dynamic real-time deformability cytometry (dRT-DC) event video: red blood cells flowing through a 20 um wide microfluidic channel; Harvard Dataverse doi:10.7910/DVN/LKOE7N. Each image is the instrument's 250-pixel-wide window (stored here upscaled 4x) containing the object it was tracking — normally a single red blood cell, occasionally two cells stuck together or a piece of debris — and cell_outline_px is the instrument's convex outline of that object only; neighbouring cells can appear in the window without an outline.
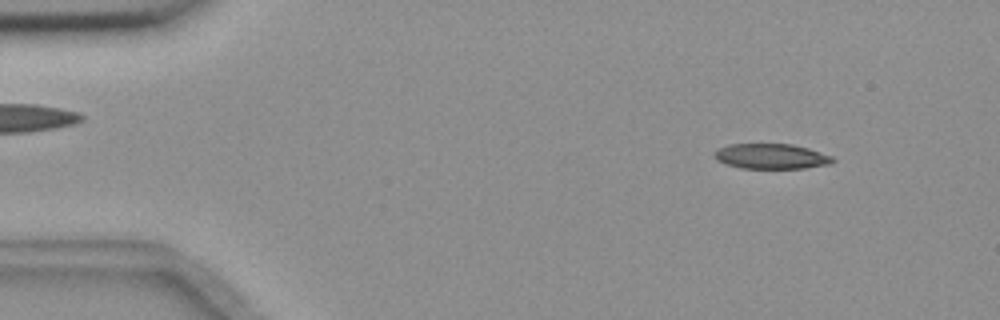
{"species": "common noctule bat (a hibernating species)", "species_latin": "Nyctalus noctula", "temperature_condition": "room temperature", "stored_images_in_passage": 55, "camera_frame_rate_fps": 3000, "um_per_image_px": 0.085, "animal": {"sex": "female", "body_mass_g": 18.4}, "frame": {"image": 1, "passage_image": 6, "time_ms": 1.667, "image_size_px": [1000, 320], "cell_outline_px": [[836, 160], [832, 164], [804, 168], [740, 168], [724, 164], [716, 160], [712, 156], [712, 152], [720, 148], [732, 144], [792, 144], [808, 148], [832, 156]], "centroid_in_image_um": [65.54, 13.29], "position_along_channel_um": 19.5, "area_um2": 17.51}}
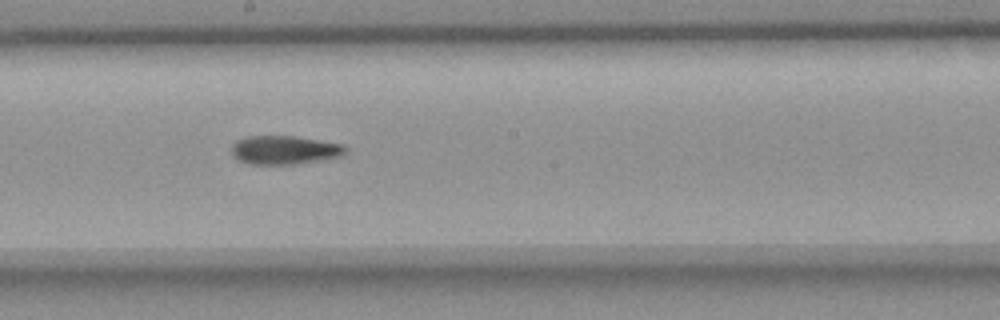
{"frame": {"image": 2, "passage_image": 30, "time_ms": 9.667, "image_size_px": [1000, 320], "cell_outline_px": [[348, 152], [344, 156], [296, 164], [248, 164], [232, 156], [232, 144], [236, 140], [248, 136], [296, 136], [340, 144], [348, 148]], "centroid_in_image_um": [24.19, 12.75], "position_along_channel_um": 224.0, "area_um2": 19.13}}
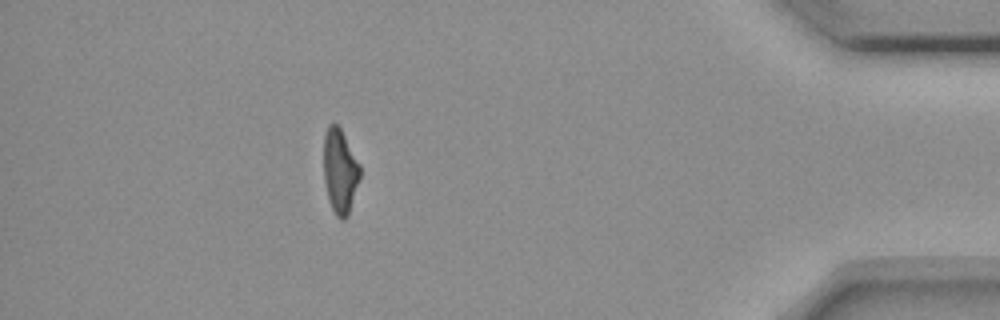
{"frame": {"image": 3, "passage_image": 49, "time_ms": 16.0, "image_size_px": [1000, 320], "cell_outline_px": [[360, 176], [348, 216], [344, 220], [340, 220], [336, 216], [328, 200], [324, 180], [324, 136], [328, 124], [336, 124], [340, 128], [360, 164]], "centroid_in_image_um": [28.89, 14.57], "position_along_channel_um": 406.3, "area_um2": 17.8}, "authors_computed_cell_mechanics": {"area_um2": 18.6694, "velocity_mm_per_s": 3.6652, "shape_relaxation_time_tau1_ms": 7.5648, "shape_relaxation_time_tau2_ms": 6.9809, "deformation_change_tau1": 0.1918, "deformation_change_tau2": 0.1695}}